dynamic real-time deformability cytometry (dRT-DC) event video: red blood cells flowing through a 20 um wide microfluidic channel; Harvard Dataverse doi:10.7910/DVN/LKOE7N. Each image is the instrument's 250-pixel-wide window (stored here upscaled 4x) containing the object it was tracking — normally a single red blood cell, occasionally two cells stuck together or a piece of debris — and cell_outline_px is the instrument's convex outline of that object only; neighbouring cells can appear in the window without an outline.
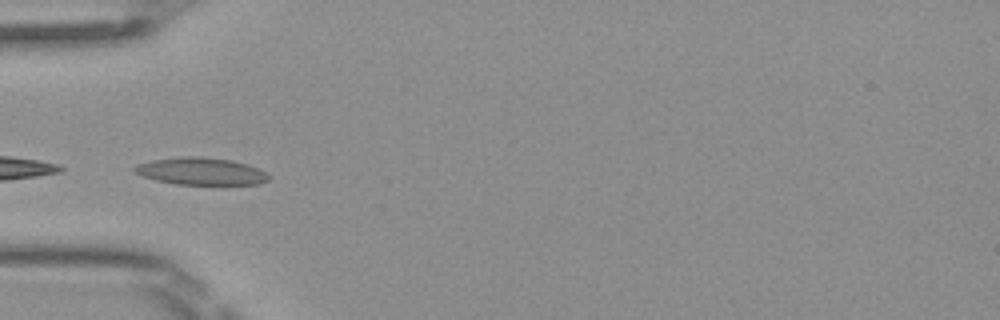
{"species": "Egyptian fruit bat (a non-hibernating species)", "species_latin": "Rousettus aegyptiacus", "temperature_condition": "room temperature", "stored_images_in_passage": 4, "camera_frame_rate_fps": 3000, "um_per_image_px": 0.085, "frame": {"image": 1, "passage_image": 4, "time_ms": 1.0, "image_size_px": [1000, 320], "cell_outline_px": [[268, 180], [260, 184], [176, 184], [156, 180], [144, 176], [136, 172], [132, 168], [136, 164], [152, 160], [180, 156], [200, 156], [232, 160], [248, 164], [264, 172], [268, 176]], "centroid_in_image_um": [17.06, 14.54], "position_along_channel_um": 67.9, "area_um2": 21.15}}